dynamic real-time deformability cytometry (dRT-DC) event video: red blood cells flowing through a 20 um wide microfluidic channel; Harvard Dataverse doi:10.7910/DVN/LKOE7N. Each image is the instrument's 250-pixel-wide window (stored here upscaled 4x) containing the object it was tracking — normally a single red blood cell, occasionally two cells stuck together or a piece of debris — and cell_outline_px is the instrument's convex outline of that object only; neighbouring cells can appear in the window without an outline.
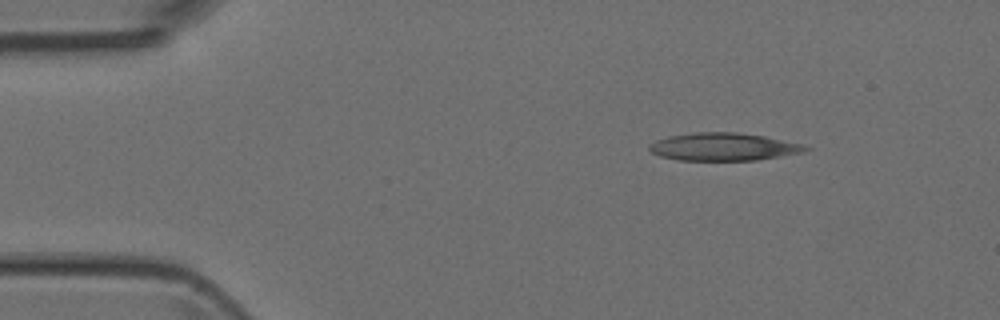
{"species": "Egyptian fruit bat (a non-hibernating species)", "species_latin": "Rousettus aegyptiacus", "temperature_condition": "room temperature", "stored_images_in_passage": 4, "segment_of_instrument_passage": [2, 2], "camera_frame_rate_fps": 3000, "um_per_image_px": 0.085, "animal": {"sex": "female"}, "frame": {"image": 1, "passage_image": 4, "time_ms": 4.333, "image_size_px": [1000, 320], "cell_outline_px": [[812, 148], [804, 152], [756, 160], [680, 160], [660, 156], [652, 152], [648, 148], [648, 144], [656, 140], [668, 136], [696, 132], [736, 132], [764, 136], [804, 144]], "centroid_in_image_um": [61.5, 12.47], "position_along_channel_um": 23.5, "area_um2": 25.26}}